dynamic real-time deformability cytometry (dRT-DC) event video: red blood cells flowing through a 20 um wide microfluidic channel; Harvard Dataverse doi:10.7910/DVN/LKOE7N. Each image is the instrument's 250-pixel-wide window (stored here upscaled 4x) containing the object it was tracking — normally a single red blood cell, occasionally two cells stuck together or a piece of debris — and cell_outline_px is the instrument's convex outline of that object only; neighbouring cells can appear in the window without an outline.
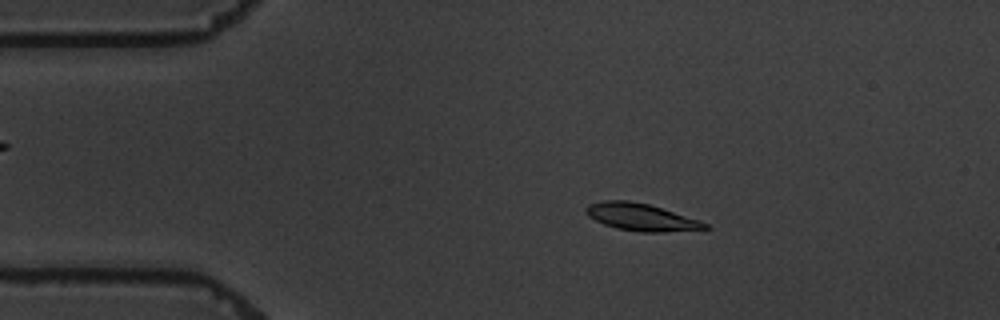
{"species": "common noctule bat (a hibernating species)", "species_latin": "Nyctalus noctula", "temperature_condition": "warm", "stored_images_in_passage": 5, "camera_frame_rate_fps": 3000, "um_per_image_px": 0.085, "animal": {"sex": "male", "body_mass_g": 19.5, "forearm_length_mm": 54.6}, "frame": {"image": 1, "passage_image": 1, "time_ms": 0.0, "image_size_px": [1000, 320], "cell_outline_px": [[712, 228], [664, 232], [640, 232], [616, 228], [604, 224], [588, 216], [584, 212], [584, 208], [588, 204], [604, 200], [628, 200], [648, 204], [700, 220], [708, 224]], "centroid_in_image_um": [54.47, 18.45], "position_along_channel_um": 30.5, "area_um2": 18.9}}
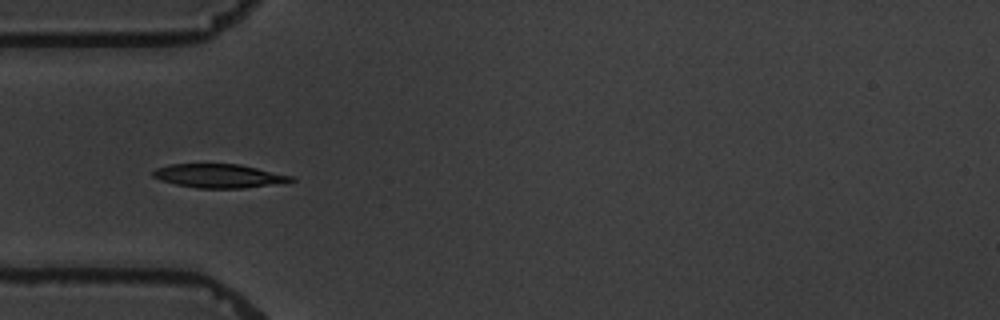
{"frame": {"image": 2, "passage_image": 3, "time_ms": 2.333, "image_size_px": [1000, 320], "cell_outline_px": [[296, 180], [284, 184], [244, 188], [196, 188], [176, 184], [160, 180], [152, 176], [152, 172], [156, 168], [172, 164], [240, 164], [292, 176]], "centroid_in_image_um": [18.66, 14.96], "position_along_channel_um": 66.3, "area_um2": 19.25}}
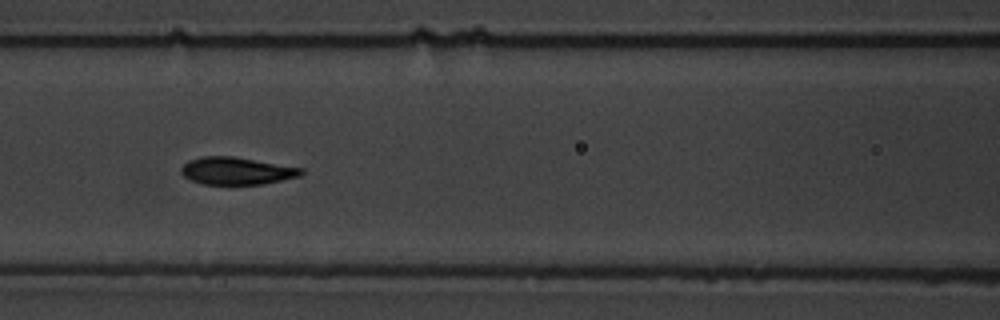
{"frame": {"image": 3, "passage_image": 5, "time_ms": 4.667, "image_size_px": [1000, 320], "cell_outline_px": [[304, 172], [300, 176], [260, 184], [204, 184], [192, 180], [184, 176], [180, 172], [180, 168], [188, 160], [204, 156], [236, 156], [304, 168]], "centroid_in_image_um": [20.12, 14.51], "position_along_channel_um": 146.5, "area_um2": 19.19}}